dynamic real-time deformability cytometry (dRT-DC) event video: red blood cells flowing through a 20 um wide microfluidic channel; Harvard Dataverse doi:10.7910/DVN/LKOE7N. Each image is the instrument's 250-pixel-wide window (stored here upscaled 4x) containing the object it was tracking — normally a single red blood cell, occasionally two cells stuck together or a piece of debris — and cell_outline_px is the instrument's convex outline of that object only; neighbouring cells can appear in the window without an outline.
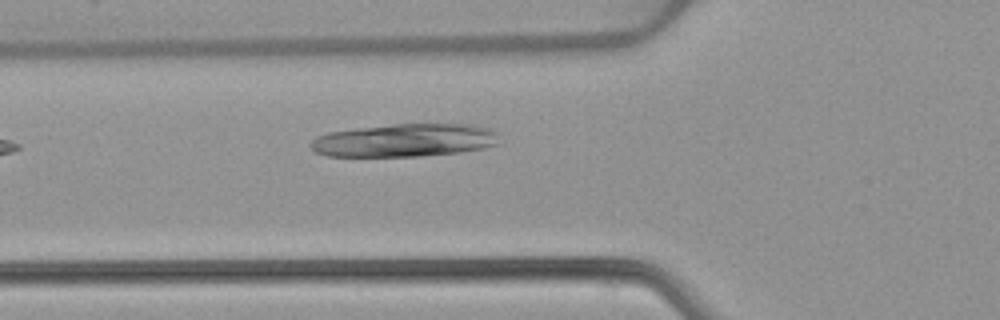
{"species": "common noctule bat (a hibernating species)", "species_latin": "Nyctalus noctula", "temperature_condition": "warm", "stored_images_in_passage": 40, "camera_frame_rate_fps": 3000, "um_per_image_px": 0.085, "animal": {"sex": "female", "body_mass_g": 22.7, "forearm_length_mm": 54.2}, "frame": {"image": 1, "passage_image": 7, "time_ms": 2.0, "image_size_px": [1000, 320], "cell_outline_px": [[500, 144], [484, 148], [460, 152], [420, 156], [328, 156], [316, 152], [308, 144], [316, 136], [328, 132], [392, 124], [472, 124], [488, 128], [496, 132]], "centroid_in_image_um": [34.41, 11.92], "position_along_channel_um": 91.4, "area_um2": 36.36}}
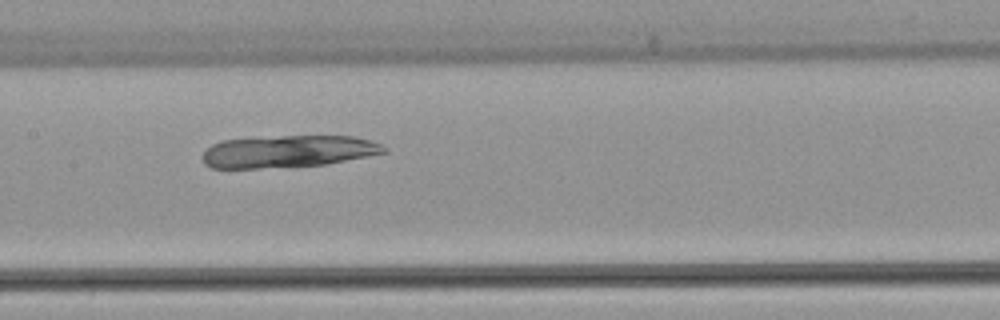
{"frame": {"image": 2, "passage_image": 14, "time_ms": 4.333, "image_size_px": [1000, 320], "cell_outline_px": [[388, 152], [328, 164], [260, 168], [212, 168], [204, 164], [204, 152], [212, 144], [224, 140], [280, 136], [352, 136], [368, 140], [380, 144], [388, 148]], "centroid_in_image_um": [24.52, 12.87], "position_along_channel_um": 182.9, "area_um2": 33.76}}
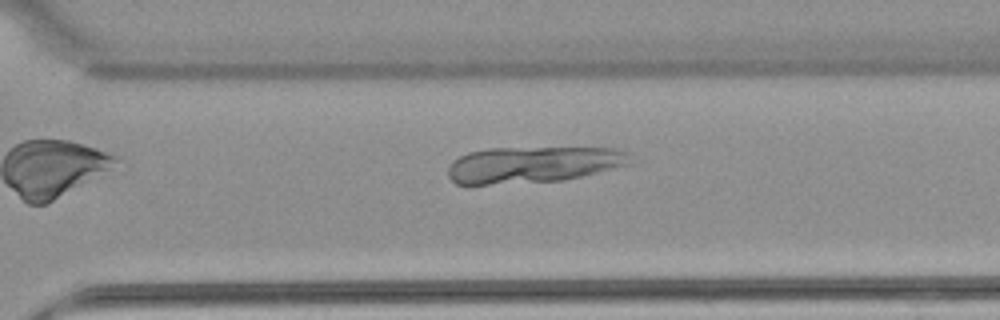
{"frame": {"image": 3, "passage_image": 25, "time_ms": 8.0, "image_size_px": [1000, 320], "cell_outline_px": [[632, 164], [564, 180], [488, 184], [456, 184], [448, 176], [448, 168], [452, 160], [468, 152], [488, 148], [612, 148], [624, 152]], "centroid_in_image_um": [45.25, 13.99], "position_along_channel_um": 325.4, "area_um2": 38.21}}